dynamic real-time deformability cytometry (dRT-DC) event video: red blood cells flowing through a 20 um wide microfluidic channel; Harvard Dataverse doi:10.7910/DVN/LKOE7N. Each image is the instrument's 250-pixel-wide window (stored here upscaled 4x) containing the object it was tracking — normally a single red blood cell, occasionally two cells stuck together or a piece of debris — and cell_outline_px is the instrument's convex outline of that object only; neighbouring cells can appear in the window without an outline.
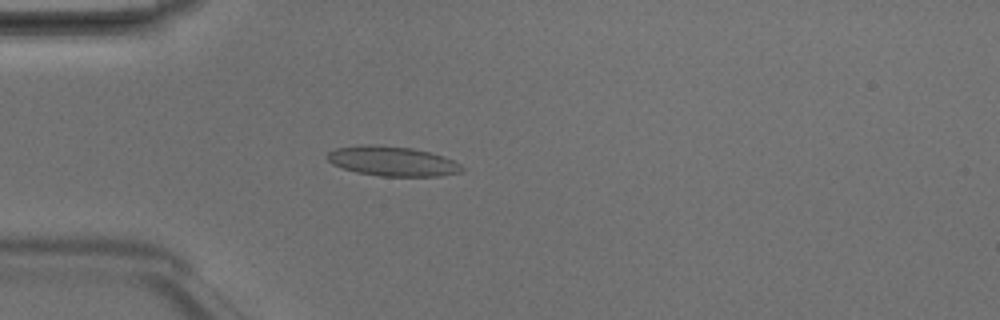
{"species": "Egyptian fruit bat (a non-hibernating species)", "species_latin": "Rousettus aegyptiacus", "temperature_condition": "room temperature", "stored_images_in_passage": 3, "camera_frame_rate_fps": 3000, "um_per_image_px": 0.085, "animal": {"sex": "male"}, "frame": {"image": 1, "passage_image": 3, "time_ms": 0.667, "image_size_px": [1000, 320], "cell_outline_px": [[464, 168], [460, 172], [440, 176], [380, 176], [356, 172], [332, 164], [328, 160], [328, 152], [336, 148], [364, 144], [368, 144], [412, 148], [444, 156], [460, 164]], "centroid_in_image_um": [33.35, 13.7], "position_along_channel_um": 51.6, "area_um2": 23.12}}